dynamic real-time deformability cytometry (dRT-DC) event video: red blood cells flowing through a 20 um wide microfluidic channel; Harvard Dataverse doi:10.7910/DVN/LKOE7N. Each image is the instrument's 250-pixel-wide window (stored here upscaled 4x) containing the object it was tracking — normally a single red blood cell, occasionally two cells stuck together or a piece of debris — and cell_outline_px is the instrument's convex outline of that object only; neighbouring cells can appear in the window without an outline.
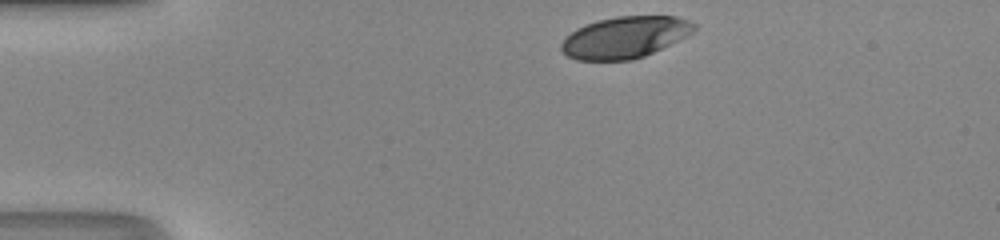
{"species": "human", "species_latin": "Homo sapiens", "temperature_condition": "room temperature", "stored_images_in_passage": 32, "camera_frame_rate_fps": 3000, "um_per_image_px": 0.085, "donor": {"sex": "male"}, "frame": {"image": 1, "passage_image": 1, "time_ms": 0.0, "image_size_px": [1000, 240], "cell_outline_px": [[696, 28], [692, 32], [644, 56], [632, 60], [576, 60], [568, 56], [560, 48], [560, 44], [576, 28], [600, 20], [616, 16], [676, 16], [688, 20], [696, 24]], "centroid_in_image_um": [53.1, 3.17], "position_along_channel_um": 31.9, "area_um2": 31.62}}
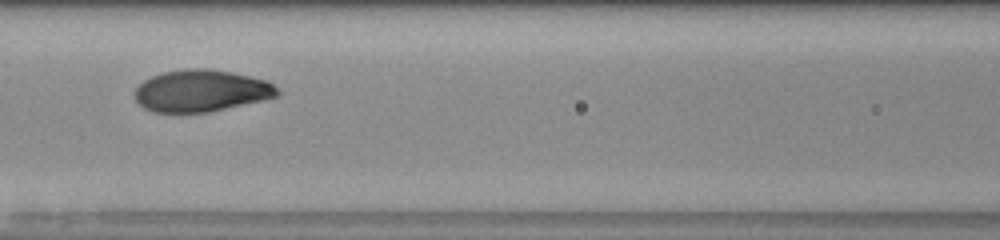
{"frame": {"image": 2, "passage_image": 14, "time_ms": 4.333, "image_size_px": [1000, 240], "cell_outline_px": [[280, 96], [264, 100], [208, 112], [152, 112], [144, 108], [136, 100], [136, 88], [144, 80], [160, 72], [188, 68], [208, 68], [232, 72], [268, 80], [280, 92]], "centroid_in_image_um": [17.13, 7.71], "position_along_channel_um": 149.5, "area_um2": 34.91}}
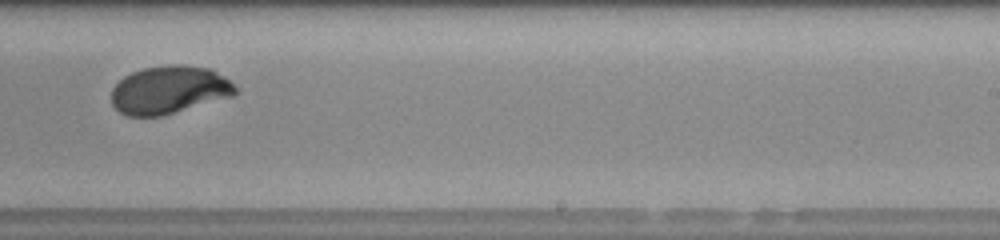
{"frame": {"image": 3, "passage_image": 23, "time_ms": 7.333, "image_size_px": [1000, 240], "cell_outline_px": [[236, 92], [232, 96], [160, 116], [128, 116], [120, 112], [112, 104], [112, 88], [124, 76], [132, 72], [144, 68], [176, 64], [212, 68], [228, 80], [236, 88]], "centroid_in_image_um": [14.36, 7.63], "position_along_channel_um": 274.6, "area_um2": 34.22}, "authors_computed_cell_mechanics": {"area_um2": 34.8823, "velocity_mm_per_s": 4.192, "shape_relaxation_time_tau1_ms": 3.7224, "shape_relaxation_time_tau2_ms": null, "deformation_change_tau1": 0.168, "deformation_change_tau2": null}}